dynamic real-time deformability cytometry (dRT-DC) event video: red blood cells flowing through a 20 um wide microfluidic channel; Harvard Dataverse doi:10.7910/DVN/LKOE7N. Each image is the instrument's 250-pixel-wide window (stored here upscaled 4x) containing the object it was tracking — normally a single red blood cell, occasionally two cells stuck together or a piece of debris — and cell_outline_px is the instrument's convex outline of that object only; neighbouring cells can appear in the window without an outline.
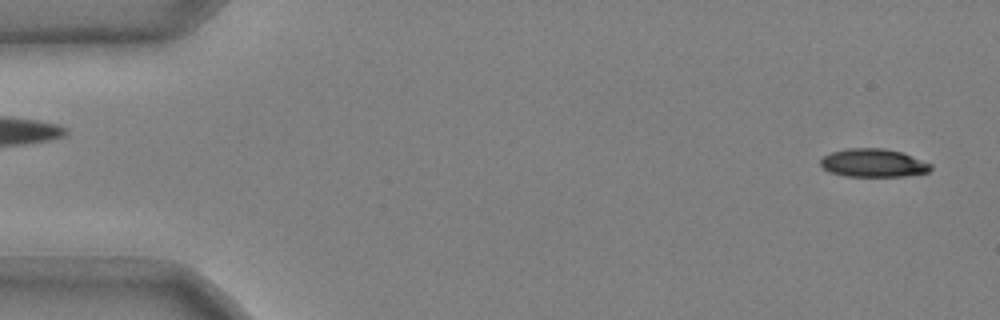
{"species": "common noctule bat (a hibernating species)", "species_latin": "Nyctalus noctula", "temperature_condition": "cold", "stored_images_in_passage": 51, "camera_frame_rate_fps": 3000, "um_per_image_px": 0.085, "animal": {"sex": "male", "body_mass_g": 20.4}, "frame": {"image": 1, "passage_image": 3, "time_ms": 0.667, "image_size_px": [1000, 320], "cell_outline_px": [[932, 168], [928, 172], [904, 176], [844, 176], [828, 172], [820, 164], [820, 160], [824, 156], [832, 152], [844, 148], [884, 148], [900, 152], [932, 164]], "centroid_in_image_um": [74.2, 13.85], "position_along_channel_um": 10.8, "area_um2": 18.09}}
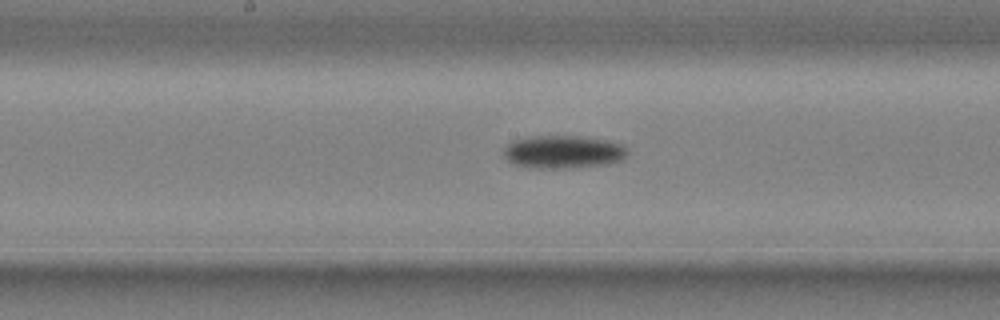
{"frame": {"image": 2, "passage_image": 28, "time_ms": 9.0, "image_size_px": [1000, 320], "cell_outline_px": [[628, 152], [624, 160], [608, 164], [568, 168], [532, 168], [516, 164], [508, 160], [504, 156], [504, 148], [512, 140], [528, 136], [580, 136], [608, 140], [620, 144], [628, 148]], "centroid_in_image_um": [47.9, 12.91], "position_along_channel_um": 200.3, "area_um2": 23.99}}
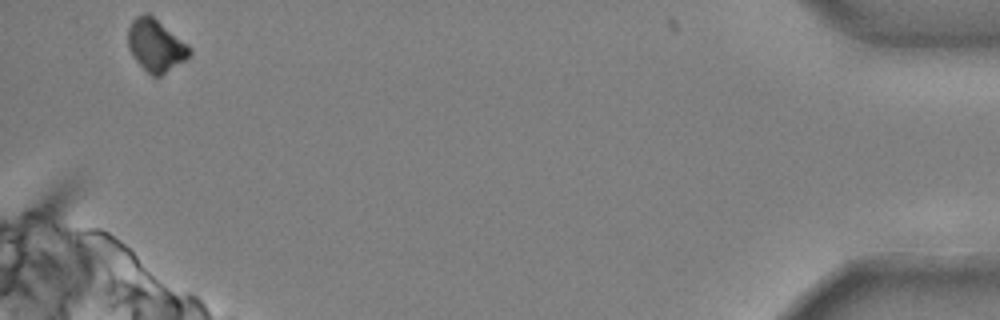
{"frame": {"image": 3, "passage_image": 51, "time_ms": 16.667, "image_size_px": [1000, 320], "cell_outline_px": [[192, 52], [184, 60], [160, 76], [152, 76], [136, 60], [128, 48], [128, 28], [132, 20], [136, 16], [144, 12], [148, 12], [188, 44], [192, 48]], "centroid_in_image_um": [13.23, 3.82], "position_along_channel_um": 422.0, "area_um2": 18.61}, "authors_computed_cell_mechanics": {"area_um2": 20.4612, "velocity_mm_per_s": 3.7192, "shape_relaxation_time_tau1_ms": 3.0518, "shape_relaxation_time_tau2_ms": null, "deformation_change_tau1": 0.1405, "deformation_change_tau2": null}}